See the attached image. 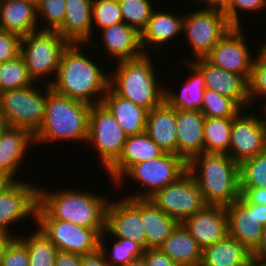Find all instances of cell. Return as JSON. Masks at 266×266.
Returning a JSON list of instances; mask_svg holds the SVG:
<instances>
[{
    "label": "cell",
    "instance_id": "6da1fadb",
    "mask_svg": "<svg viewBox=\"0 0 266 266\" xmlns=\"http://www.w3.org/2000/svg\"><path fill=\"white\" fill-rule=\"evenodd\" d=\"M81 46V43H70L63 51L50 86L71 99L90 105L99 104L109 88V73H104L98 61L95 62L91 55L88 57Z\"/></svg>",
    "mask_w": 266,
    "mask_h": 266
},
{
    "label": "cell",
    "instance_id": "7a4b0ae2",
    "mask_svg": "<svg viewBox=\"0 0 266 266\" xmlns=\"http://www.w3.org/2000/svg\"><path fill=\"white\" fill-rule=\"evenodd\" d=\"M110 198L90 190L50 191L38 186V205L52 218L74 225L106 231V210Z\"/></svg>",
    "mask_w": 266,
    "mask_h": 266
},
{
    "label": "cell",
    "instance_id": "3957f363",
    "mask_svg": "<svg viewBox=\"0 0 266 266\" xmlns=\"http://www.w3.org/2000/svg\"><path fill=\"white\" fill-rule=\"evenodd\" d=\"M91 105L57 93L47 84L43 123L34 135V145L51 142H86Z\"/></svg>",
    "mask_w": 266,
    "mask_h": 266
},
{
    "label": "cell",
    "instance_id": "277c9868",
    "mask_svg": "<svg viewBox=\"0 0 266 266\" xmlns=\"http://www.w3.org/2000/svg\"><path fill=\"white\" fill-rule=\"evenodd\" d=\"M207 205H231L240 198L239 164L228 154L201 153L187 162Z\"/></svg>",
    "mask_w": 266,
    "mask_h": 266
},
{
    "label": "cell",
    "instance_id": "5b68a950",
    "mask_svg": "<svg viewBox=\"0 0 266 266\" xmlns=\"http://www.w3.org/2000/svg\"><path fill=\"white\" fill-rule=\"evenodd\" d=\"M150 51L118 61L114 64L116 69L109 72V87L117 95L148 111L164 101L165 93V85L158 80L157 65L154 67Z\"/></svg>",
    "mask_w": 266,
    "mask_h": 266
},
{
    "label": "cell",
    "instance_id": "8992f818",
    "mask_svg": "<svg viewBox=\"0 0 266 266\" xmlns=\"http://www.w3.org/2000/svg\"><path fill=\"white\" fill-rule=\"evenodd\" d=\"M69 44L57 31L39 30L22 37L20 55L35 82L40 84L41 80L50 85L54 81L63 51Z\"/></svg>",
    "mask_w": 266,
    "mask_h": 266
},
{
    "label": "cell",
    "instance_id": "52a82bcc",
    "mask_svg": "<svg viewBox=\"0 0 266 266\" xmlns=\"http://www.w3.org/2000/svg\"><path fill=\"white\" fill-rule=\"evenodd\" d=\"M41 84L44 86L42 91L36 82L24 88L0 92V113L8 127L26 129L33 136L38 132L47 101V84Z\"/></svg>",
    "mask_w": 266,
    "mask_h": 266
},
{
    "label": "cell",
    "instance_id": "ba28073f",
    "mask_svg": "<svg viewBox=\"0 0 266 266\" xmlns=\"http://www.w3.org/2000/svg\"><path fill=\"white\" fill-rule=\"evenodd\" d=\"M186 172L187 161L183 157L164 153L158 158L133 165L114 185L121 189L126 182L125 180L131 178L134 183H138V185L143 187L142 190L145 189L143 191L140 190V192L139 190L131 192L132 194L126 197L149 198L157 190L177 181Z\"/></svg>",
    "mask_w": 266,
    "mask_h": 266
},
{
    "label": "cell",
    "instance_id": "9c48e42d",
    "mask_svg": "<svg viewBox=\"0 0 266 266\" xmlns=\"http://www.w3.org/2000/svg\"><path fill=\"white\" fill-rule=\"evenodd\" d=\"M35 223H37L36 227L58 250L83 256L100 248V234L95 229L52 219L39 205Z\"/></svg>",
    "mask_w": 266,
    "mask_h": 266
},
{
    "label": "cell",
    "instance_id": "30bf717a",
    "mask_svg": "<svg viewBox=\"0 0 266 266\" xmlns=\"http://www.w3.org/2000/svg\"><path fill=\"white\" fill-rule=\"evenodd\" d=\"M126 139L116 118L102 103L91 105L87 144L94 145L105 171L120 157Z\"/></svg>",
    "mask_w": 266,
    "mask_h": 266
},
{
    "label": "cell",
    "instance_id": "8fae6325",
    "mask_svg": "<svg viewBox=\"0 0 266 266\" xmlns=\"http://www.w3.org/2000/svg\"><path fill=\"white\" fill-rule=\"evenodd\" d=\"M190 12L184 14L182 32L193 50V60L205 58L232 26L224 12L203 8Z\"/></svg>",
    "mask_w": 266,
    "mask_h": 266
},
{
    "label": "cell",
    "instance_id": "7c38bea8",
    "mask_svg": "<svg viewBox=\"0 0 266 266\" xmlns=\"http://www.w3.org/2000/svg\"><path fill=\"white\" fill-rule=\"evenodd\" d=\"M148 199L179 223L207 205L198 183L188 171Z\"/></svg>",
    "mask_w": 266,
    "mask_h": 266
},
{
    "label": "cell",
    "instance_id": "4fadbf2b",
    "mask_svg": "<svg viewBox=\"0 0 266 266\" xmlns=\"http://www.w3.org/2000/svg\"><path fill=\"white\" fill-rule=\"evenodd\" d=\"M258 115L242 109L232 118L228 155L238 164L266 150V124Z\"/></svg>",
    "mask_w": 266,
    "mask_h": 266
},
{
    "label": "cell",
    "instance_id": "5bb4252c",
    "mask_svg": "<svg viewBox=\"0 0 266 266\" xmlns=\"http://www.w3.org/2000/svg\"><path fill=\"white\" fill-rule=\"evenodd\" d=\"M243 27H231L205 57L212 64L243 76L249 81L256 54L246 44Z\"/></svg>",
    "mask_w": 266,
    "mask_h": 266
},
{
    "label": "cell",
    "instance_id": "9a60e30c",
    "mask_svg": "<svg viewBox=\"0 0 266 266\" xmlns=\"http://www.w3.org/2000/svg\"><path fill=\"white\" fill-rule=\"evenodd\" d=\"M27 182V183H25ZM26 181H16L5 192L0 194V234L17 237L13 226L19 222L31 218L36 221L38 206V185ZM10 227V228H9ZM11 230V231H10ZM12 232V234L10 233Z\"/></svg>",
    "mask_w": 266,
    "mask_h": 266
},
{
    "label": "cell",
    "instance_id": "2e32d148",
    "mask_svg": "<svg viewBox=\"0 0 266 266\" xmlns=\"http://www.w3.org/2000/svg\"><path fill=\"white\" fill-rule=\"evenodd\" d=\"M225 210L229 236L252 253L258 247L266 226V205L249 204L239 198L226 206Z\"/></svg>",
    "mask_w": 266,
    "mask_h": 266
},
{
    "label": "cell",
    "instance_id": "e0dca14e",
    "mask_svg": "<svg viewBox=\"0 0 266 266\" xmlns=\"http://www.w3.org/2000/svg\"><path fill=\"white\" fill-rule=\"evenodd\" d=\"M110 199L106 210L107 235L127 238L146 249V233L141 219V198Z\"/></svg>",
    "mask_w": 266,
    "mask_h": 266
},
{
    "label": "cell",
    "instance_id": "ac0fdd59",
    "mask_svg": "<svg viewBox=\"0 0 266 266\" xmlns=\"http://www.w3.org/2000/svg\"><path fill=\"white\" fill-rule=\"evenodd\" d=\"M188 60L203 74L206 89L214 90L219 95L233 99L246 111L247 107L250 109L248 81L243 76L218 67L206 58L186 59V62Z\"/></svg>",
    "mask_w": 266,
    "mask_h": 266
},
{
    "label": "cell",
    "instance_id": "d6986e66",
    "mask_svg": "<svg viewBox=\"0 0 266 266\" xmlns=\"http://www.w3.org/2000/svg\"><path fill=\"white\" fill-rule=\"evenodd\" d=\"M182 225L202 250L229 235L227 213L220 205H206L186 218Z\"/></svg>",
    "mask_w": 266,
    "mask_h": 266
},
{
    "label": "cell",
    "instance_id": "ffe728a7",
    "mask_svg": "<svg viewBox=\"0 0 266 266\" xmlns=\"http://www.w3.org/2000/svg\"><path fill=\"white\" fill-rule=\"evenodd\" d=\"M92 2L93 0H65V19L57 32L69 43H81L87 49L95 50L96 41L92 40L95 31L92 28Z\"/></svg>",
    "mask_w": 266,
    "mask_h": 266
},
{
    "label": "cell",
    "instance_id": "44dd1931",
    "mask_svg": "<svg viewBox=\"0 0 266 266\" xmlns=\"http://www.w3.org/2000/svg\"><path fill=\"white\" fill-rule=\"evenodd\" d=\"M31 146H35L34 136L29 131L7 126L0 135V172L20 181L17 172L23 169L22 163Z\"/></svg>",
    "mask_w": 266,
    "mask_h": 266
},
{
    "label": "cell",
    "instance_id": "7402d4cb",
    "mask_svg": "<svg viewBox=\"0 0 266 266\" xmlns=\"http://www.w3.org/2000/svg\"><path fill=\"white\" fill-rule=\"evenodd\" d=\"M204 121L200 110L176 109L177 155L187 162L204 153Z\"/></svg>",
    "mask_w": 266,
    "mask_h": 266
},
{
    "label": "cell",
    "instance_id": "603a6c76",
    "mask_svg": "<svg viewBox=\"0 0 266 266\" xmlns=\"http://www.w3.org/2000/svg\"><path fill=\"white\" fill-rule=\"evenodd\" d=\"M164 153L146 132L127 136L120 157L106 172L115 184L133 165L158 158Z\"/></svg>",
    "mask_w": 266,
    "mask_h": 266
},
{
    "label": "cell",
    "instance_id": "cb8c5ba5",
    "mask_svg": "<svg viewBox=\"0 0 266 266\" xmlns=\"http://www.w3.org/2000/svg\"><path fill=\"white\" fill-rule=\"evenodd\" d=\"M36 0H0V30L21 37L39 31Z\"/></svg>",
    "mask_w": 266,
    "mask_h": 266
},
{
    "label": "cell",
    "instance_id": "d4e9b609",
    "mask_svg": "<svg viewBox=\"0 0 266 266\" xmlns=\"http://www.w3.org/2000/svg\"><path fill=\"white\" fill-rule=\"evenodd\" d=\"M145 132L165 153L177 155L176 109L165 100L148 111Z\"/></svg>",
    "mask_w": 266,
    "mask_h": 266
},
{
    "label": "cell",
    "instance_id": "484cf974",
    "mask_svg": "<svg viewBox=\"0 0 266 266\" xmlns=\"http://www.w3.org/2000/svg\"><path fill=\"white\" fill-rule=\"evenodd\" d=\"M101 45L105 48L108 56L122 61L141 55L144 51L141 47L140 33L133 27L122 22L101 30Z\"/></svg>",
    "mask_w": 266,
    "mask_h": 266
},
{
    "label": "cell",
    "instance_id": "4316f807",
    "mask_svg": "<svg viewBox=\"0 0 266 266\" xmlns=\"http://www.w3.org/2000/svg\"><path fill=\"white\" fill-rule=\"evenodd\" d=\"M155 10L152 11L146 27L140 33L141 47L144 52H147L149 45L150 48L161 49L164 44L183 34L184 15Z\"/></svg>",
    "mask_w": 266,
    "mask_h": 266
},
{
    "label": "cell",
    "instance_id": "83f0119b",
    "mask_svg": "<svg viewBox=\"0 0 266 266\" xmlns=\"http://www.w3.org/2000/svg\"><path fill=\"white\" fill-rule=\"evenodd\" d=\"M101 103L116 118L127 136L145 132L148 110L144 107L117 95L110 87L102 97Z\"/></svg>",
    "mask_w": 266,
    "mask_h": 266
},
{
    "label": "cell",
    "instance_id": "f1b7e54d",
    "mask_svg": "<svg viewBox=\"0 0 266 266\" xmlns=\"http://www.w3.org/2000/svg\"><path fill=\"white\" fill-rule=\"evenodd\" d=\"M141 219L146 233V249L160 248L179 224L148 198H141Z\"/></svg>",
    "mask_w": 266,
    "mask_h": 266
},
{
    "label": "cell",
    "instance_id": "f546056e",
    "mask_svg": "<svg viewBox=\"0 0 266 266\" xmlns=\"http://www.w3.org/2000/svg\"><path fill=\"white\" fill-rule=\"evenodd\" d=\"M183 65L188 68V71L190 70L189 78L185 79L184 85L179 90L180 93L164 86V100L175 109L201 110L203 93L206 89L203 74L189 61H185Z\"/></svg>",
    "mask_w": 266,
    "mask_h": 266
},
{
    "label": "cell",
    "instance_id": "4dcf8cb0",
    "mask_svg": "<svg viewBox=\"0 0 266 266\" xmlns=\"http://www.w3.org/2000/svg\"><path fill=\"white\" fill-rule=\"evenodd\" d=\"M160 249L181 266H200L202 249L182 223L177 225Z\"/></svg>",
    "mask_w": 266,
    "mask_h": 266
},
{
    "label": "cell",
    "instance_id": "1f68e13d",
    "mask_svg": "<svg viewBox=\"0 0 266 266\" xmlns=\"http://www.w3.org/2000/svg\"><path fill=\"white\" fill-rule=\"evenodd\" d=\"M250 254L242 244L228 235L202 250L200 266H241Z\"/></svg>",
    "mask_w": 266,
    "mask_h": 266
},
{
    "label": "cell",
    "instance_id": "d6a6232c",
    "mask_svg": "<svg viewBox=\"0 0 266 266\" xmlns=\"http://www.w3.org/2000/svg\"><path fill=\"white\" fill-rule=\"evenodd\" d=\"M232 118L205 117L204 153L228 154Z\"/></svg>",
    "mask_w": 266,
    "mask_h": 266
},
{
    "label": "cell",
    "instance_id": "836d02e7",
    "mask_svg": "<svg viewBox=\"0 0 266 266\" xmlns=\"http://www.w3.org/2000/svg\"><path fill=\"white\" fill-rule=\"evenodd\" d=\"M36 229L29 236L17 235L27 247L29 266H55L58 249L37 227Z\"/></svg>",
    "mask_w": 266,
    "mask_h": 266
},
{
    "label": "cell",
    "instance_id": "e575fe53",
    "mask_svg": "<svg viewBox=\"0 0 266 266\" xmlns=\"http://www.w3.org/2000/svg\"><path fill=\"white\" fill-rule=\"evenodd\" d=\"M105 238V239H104ZM107 231L100 235V249L105 255L106 261L110 266H125L132 260L142 257L144 249L127 238H112L113 244H111L112 249H110V254L108 253L109 249L106 247ZM108 249V250H107Z\"/></svg>",
    "mask_w": 266,
    "mask_h": 266
},
{
    "label": "cell",
    "instance_id": "d590c367",
    "mask_svg": "<svg viewBox=\"0 0 266 266\" xmlns=\"http://www.w3.org/2000/svg\"><path fill=\"white\" fill-rule=\"evenodd\" d=\"M35 83L29 75L27 65L21 55L13 60L1 63L0 92L24 88Z\"/></svg>",
    "mask_w": 266,
    "mask_h": 266
},
{
    "label": "cell",
    "instance_id": "8d00e7d4",
    "mask_svg": "<svg viewBox=\"0 0 266 266\" xmlns=\"http://www.w3.org/2000/svg\"><path fill=\"white\" fill-rule=\"evenodd\" d=\"M266 188V150L239 164V188Z\"/></svg>",
    "mask_w": 266,
    "mask_h": 266
},
{
    "label": "cell",
    "instance_id": "74e56055",
    "mask_svg": "<svg viewBox=\"0 0 266 266\" xmlns=\"http://www.w3.org/2000/svg\"><path fill=\"white\" fill-rule=\"evenodd\" d=\"M123 22L135 28L139 33L146 27L152 11L150 0H118Z\"/></svg>",
    "mask_w": 266,
    "mask_h": 266
},
{
    "label": "cell",
    "instance_id": "f35d334b",
    "mask_svg": "<svg viewBox=\"0 0 266 266\" xmlns=\"http://www.w3.org/2000/svg\"><path fill=\"white\" fill-rule=\"evenodd\" d=\"M242 108L231 98L205 89L201 112L205 117L233 118Z\"/></svg>",
    "mask_w": 266,
    "mask_h": 266
},
{
    "label": "cell",
    "instance_id": "ab89813d",
    "mask_svg": "<svg viewBox=\"0 0 266 266\" xmlns=\"http://www.w3.org/2000/svg\"><path fill=\"white\" fill-rule=\"evenodd\" d=\"M91 14L92 28L99 30L123 22L118 0H93Z\"/></svg>",
    "mask_w": 266,
    "mask_h": 266
},
{
    "label": "cell",
    "instance_id": "60d3db41",
    "mask_svg": "<svg viewBox=\"0 0 266 266\" xmlns=\"http://www.w3.org/2000/svg\"><path fill=\"white\" fill-rule=\"evenodd\" d=\"M38 20L45 25L40 30L57 31L64 23L65 0H36ZM40 14V15H39ZM40 17V18H39ZM43 18V20H42Z\"/></svg>",
    "mask_w": 266,
    "mask_h": 266
},
{
    "label": "cell",
    "instance_id": "b9f144b4",
    "mask_svg": "<svg viewBox=\"0 0 266 266\" xmlns=\"http://www.w3.org/2000/svg\"><path fill=\"white\" fill-rule=\"evenodd\" d=\"M248 96L251 108L254 104L256 105V102L259 103L258 99H265L266 102V65L262 64L257 58L254 60L248 81Z\"/></svg>",
    "mask_w": 266,
    "mask_h": 266
},
{
    "label": "cell",
    "instance_id": "7bdbcfd3",
    "mask_svg": "<svg viewBox=\"0 0 266 266\" xmlns=\"http://www.w3.org/2000/svg\"><path fill=\"white\" fill-rule=\"evenodd\" d=\"M266 8V0H232L228 10L225 12L226 18L232 27H241L240 12H259ZM240 11V12H239Z\"/></svg>",
    "mask_w": 266,
    "mask_h": 266
},
{
    "label": "cell",
    "instance_id": "ee69618b",
    "mask_svg": "<svg viewBox=\"0 0 266 266\" xmlns=\"http://www.w3.org/2000/svg\"><path fill=\"white\" fill-rule=\"evenodd\" d=\"M29 254L26 245L18 238H13L7 245L1 266H29Z\"/></svg>",
    "mask_w": 266,
    "mask_h": 266
},
{
    "label": "cell",
    "instance_id": "f6af8a7d",
    "mask_svg": "<svg viewBox=\"0 0 266 266\" xmlns=\"http://www.w3.org/2000/svg\"><path fill=\"white\" fill-rule=\"evenodd\" d=\"M22 37L0 30V63L17 58L21 52Z\"/></svg>",
    "mask_w": 266,
    "mask_h": 266
},
{
    "label": "cell",
    "instance_id": "bcb514c9",
    "mask_svg": "<svg viewBox=\"0 0 266 266\" xmlns=\"http://www.w3.org/2000/svg\"><path fill=\"white\" fill-rule=\"evenodd\" d=\"M143 257L148 266H181L174 262L160 248H147L143 252Z\"/></svg>",
    "mask_w": 266,
    "mask_h": 266
},
{
    "label": "cell",
    "instance_id": "7dc6e473",
    "mask_svg": "<svg viewBox=\"0 0 266 266\" xmlns=\"http://www.w3.org/2000/svg\"><path fill=\"white\" fill-rule=\"evenodd\" d=\"M240 198L249 204L266 205V188H240Z\"/></svg>",
    "mask_w": 266,
    "mask_h": 266
},
{
    "label": "cell",
    "instance_id": "c3c4849f",
    "mask_svg": "<svg viewBox=\"0 0 266 266\" xmlns=\"http://www.w3.org/2000/svg\"><path fill=\"white\" fill-rule=\"evenodd\" d=\"M82 256L79 254L58 250L55 257V266H82Z\"/></svg>",
    "mask_w": 266,
    "mask_h": 266
},
{
    "label": "cell",
    "instance_id": "681fc988",
    "mask_svg": "<svg viewBox=\"0 0 266 266\" xmlns=\"http://www.w3.org/2000/svg\"><path fill=\"white\" fill-rule=\"evenodd\" d=\"M81 263L82 266H110L100 248L93 253L83 255Z\"/></svg>",
    "mask_w": 266,
    "mask_h": 266
},
{
    "label": "cell",
    "instance_id": "f907efd6",
    "mask_svg": "<svg viewBox=\"0 0 266 266\" xmlns=\"http://www.w3.org/2000/svg\"><path fill=\"white\" fill-rule=\"evenodd\" d=\"M198 2L205 3L203 9H209V10H217L221 12H226L230 6V3L232 0H196Z\"/></svg>",
    "mask_w": 266,
    "mask_h": 266
},
{
    "label": "cell",
    "instance_id": "816d5d0a",
    "mask_svg": "<svg viewBox=\"0 0 266 266\" xmlns=\"http://www.w3.org/2000/svg\"><path fill=\"white\" fill-rule=\"evenodd\" d=\"M252 254L266 260V226L263 228L261 241L258 247L252 252Z\"/></svg>",
    "mask_w": 266,
    "mask_h": 266
},
{
    "label": "cell",
    "instance_id": "f5cc1de1",
    "mask_svg": "<svg viewBox=\"0 0 266 266\" xmlns=\"http://www.w3.org/2000/svg\"><path fill=\"white\" fill-rule=\"evenodd\" d=\"M241 266H266V260L251 253Z\"/></svg>",
    "mask_w": 266,
    "mask_h": 266
},
{
    "label": "cell",
    "instance_id": "db71d44e",
    "mask_svg": "<svg viewBox=\"0 0 266 266\" xmlns=\"http://www.w3.org/2000/svg\"><path fill=\"white\" fill-rule=\"evenodd\" d=\"M16 181L8 174L0 172V194L5 192Z\"/></svg>",
    "mask_w": 266,
    "mask_h": 266
},
{
    "label": "cell",
    "instance_id": "11a10c76",
    "mask_svg": "<svg viewBox=\"0 0 266 266\" xmlns=\"http://www.w3.org/2000/svg\"><path fill=\"white\" fill-rule=\"evenodd\" d=\"M13 236L7 234H0V266L3 258L4 251L9 244V242L13 239Z\"/></svg>",
    "mask_w": 266,
    "mask_h": 266
},
{
    "label": "cell",
    "instance_id": "9f6ffc18",
    "mask_svg": "<svg viewBox=\"0 0 266 266\" xmlns=\"http://www.w3.org/2000/svg\"><path fill=\"white\" fill-rule=\"evenodd\" d=\"M256 58L264 65H266V39L264 41V43L258 48V50L256 49Z\"/></svg>",
    "mask_w": 266,
    "mask_h": 266
},
{
    "label": "cell",
    "instance_id": "6f0895ef",
    "mask_svg": "<svg viewBox=\"0 0 266 266\" xmlns=\"http://www.w3.org/2000/svg\"><path fill=\"white\" fill-rule=\"evenodd\" d=\"M125 266H148L144 257H138L134 260H132L131 262H129L127 265Z\"/></svg>",
    "mask_w": 266,
    "mask_h": 266
},
{
    "label": "cell",
    "instance_id": "680465c9",
    "mask_svg": "<svg viewBox=\"0 0 266 266\" xmlns=\"http://www.w3.org/2000/svg\"><path fill=\"white\" fill-rule=\"evenodd\" d=\"M7 127L6 121L4 120L2 114L0 113V135Z\"/></svg>",
    "mask_w": 266,
    "mask_h": 266
},
{
    "label": "cell",
    "instance_id": "91938a15",
    "mask_svg": "<svg viewBox=\"0 0 266 266\" xmlns=\"http://www.w3.org/2000/svg\"><path fill=\"white\" fill-rule=\"evenodd\" d=\"M263 108H264L263 109V113L266 114V103H264V107ZM263 118H265L264 121H265V124H266V116L264 115Z\"/></svg>",
    "mask_w": 266,
    "mask_h": 266
}]
</instances>
